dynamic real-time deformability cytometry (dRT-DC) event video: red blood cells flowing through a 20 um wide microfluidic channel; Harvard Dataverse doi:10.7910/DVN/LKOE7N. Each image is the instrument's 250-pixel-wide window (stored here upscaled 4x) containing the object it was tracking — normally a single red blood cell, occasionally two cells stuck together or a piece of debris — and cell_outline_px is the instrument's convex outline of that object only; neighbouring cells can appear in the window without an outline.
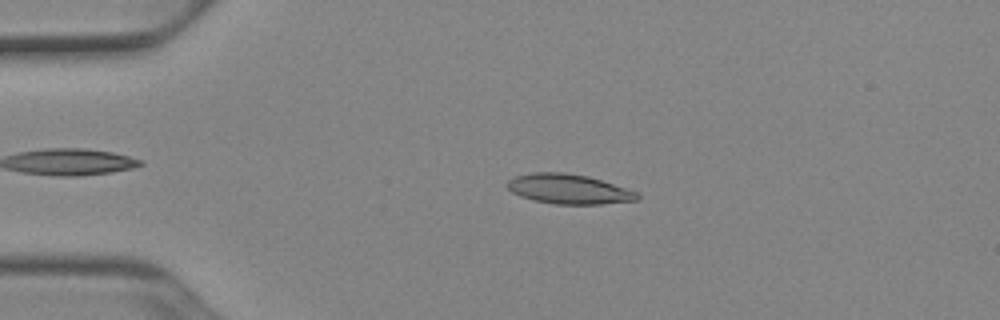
{"species": "Egyptian fruit bat (a non-hibernating species)", "species_latin": "Rousettus aegyptiacus", "temperature_condition": "cold", "stored_images_in_passage": 51, "camera_frame_rate_fps": 3000, "um_per_image_px": 0.085, "animal": {"sex": "female"}, "frame": {"image": 1, "passage_image": 11, "time_ms": 3.333, "image_size_px": [1000, 320], "cell_outline_px": [[640, 196], [636, 200], [600, 204], [556, 204], [536, 200], [520, 196], [512, 192], [508, 188], [508, 180], [516, 176], [532, 172], [564, 172], [588, 176], [636, 192]], "centroid_in_image_um": [48.31, 16.06], "position_along_channel_um": 36.7, "area_um2": 22.14}}
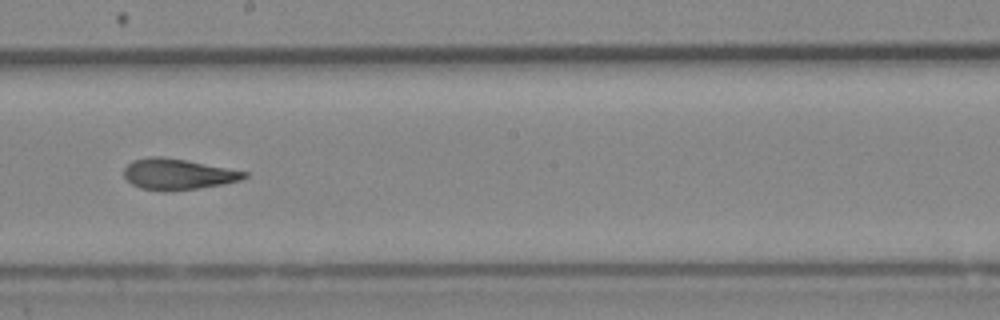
{"frame": {"image": 2, "passage_image": 29, "time_ms": 9.333, "image_size_px": [1000, 320], "cell_outline_px": [[248, 176], [240, 180], [224, 184], [200, 188], [164, 192], [140, 188], [132, 184], [124, 176], [124, 168], [132, 160], [148, 156], [164, 156], [248, 172]], "centroid_in_image_um": [15.09, 14.81], "position_along_channel_um": 233.1, "area_um2": 21.79}}
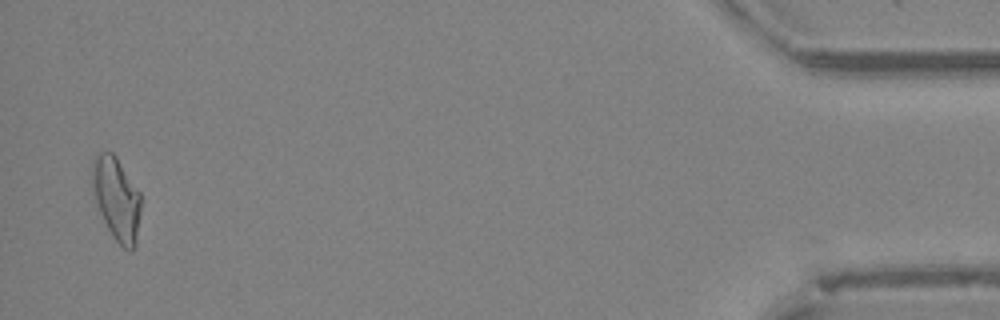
{"frame": {"image": 3, "passage_image": 50, "time_ms": 16.333, "image_size_px": [1000, 320], "cell_outline_px": [[140, 212], [136, 248], [132, 252], [128, 252], [112, 236], [96, 204], [92, 192], [92, 160], [100, 152], [112, 152], [116, 156], [140, 192]], "centroid_in_image_um": [9.91, 16.92], "position_along_channel_um": 425.3, "area_um2": 23.7}, "authors_computed_cell_mechanics": {"area_um2": 21.9062, "velocity_mm_per_s": 3.9367, "shape_relaxation_time_tau1_ms": null, "shape_relaxation_time_tau2_ms": 2.6702, "deformation_change_tau1": null, "deformation_change_tau2": 0.0995}}